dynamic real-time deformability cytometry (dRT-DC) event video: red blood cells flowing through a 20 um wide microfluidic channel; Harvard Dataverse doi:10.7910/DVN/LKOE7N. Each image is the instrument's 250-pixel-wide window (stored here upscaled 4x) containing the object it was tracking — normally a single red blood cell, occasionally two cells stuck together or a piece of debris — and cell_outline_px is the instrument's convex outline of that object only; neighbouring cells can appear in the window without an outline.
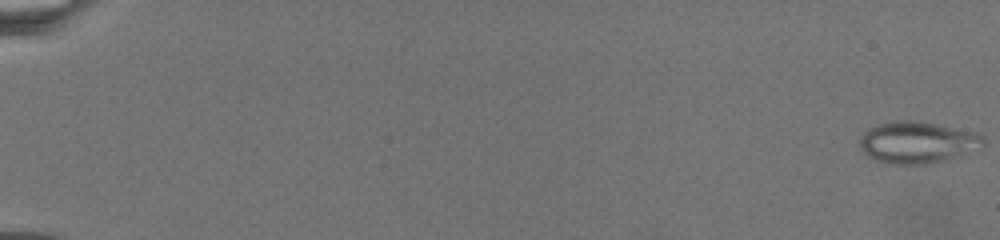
{"species": "common noctule bat (a hibernating species)", "species_latin": "Nyctalus noctula", "temperature_condition": "warm", "stored_images_in_passage": 17, "camera_frame_rate_fps": 3000, "um_per_image_px": 0.085, "animal": {"sex": "female", "body_mass_g": 19.5, "forearm_length_mm": 54.1}, "frame": {"image": 1, "passage_image": 1, "time_ms": 0.0, "image_size_px": [1000, 240], "cell_outline_px": [[984, 144], [960, 156], [944, 160], [924, 164], [896, 164], [876, 160], [868, 156], [860, 148], [860, 136], [868, 128], [876, 124], [896, 120], [912, 120], [936, 124], [972, 132], [980, 136], [984, 140]], "centroid_in_image_um": [77.9, 12.09], "position_along_channel_um": 7.1, "area_um2": 29.59}}